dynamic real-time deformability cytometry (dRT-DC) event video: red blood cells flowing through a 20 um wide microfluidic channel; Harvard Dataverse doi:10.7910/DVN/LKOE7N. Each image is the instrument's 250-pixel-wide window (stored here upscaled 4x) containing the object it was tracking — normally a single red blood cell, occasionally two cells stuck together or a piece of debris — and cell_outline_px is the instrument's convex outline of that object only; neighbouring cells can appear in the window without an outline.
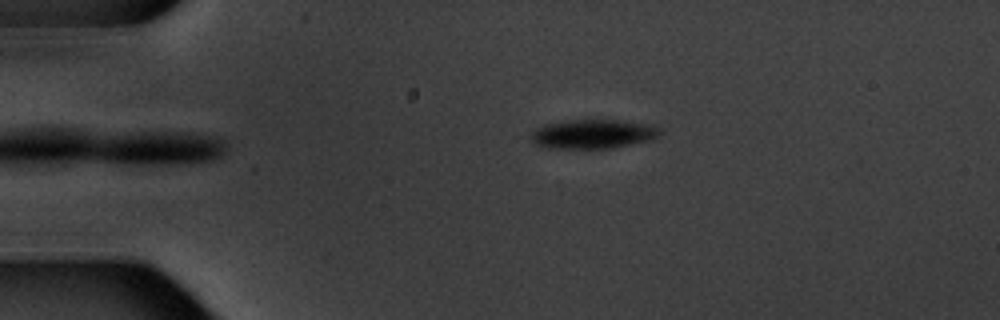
{"species": "common noctule bat (a hibernating species)", "species_latin": "Nyctalus noctula", "temperature_condition": "warm", "stored_images_in_passage": 6, "camera_frame_rate_fps": 3000, "um_per_image_px": 0.085, "animal": {"sex": "male", "body_mass_g": 20.1, "forearm_length_mm": 53.5}, "frame": {"image": 1, "passage_image": 6, "time_ms": 6.0, "image_size_px": [1000, 320], "cell_outline_px": [[664, 132], [660, 136], [652, 140], [612, 148], [544, 148], [528, 140], [528, 132], [544, 124], [564, 120], [624, 120], [652, 124], [660, 128]], "centroid_in_image_um": [50.39, 11.38], "position_along_channel_um": 34.6, "area_um2": 22.66}}